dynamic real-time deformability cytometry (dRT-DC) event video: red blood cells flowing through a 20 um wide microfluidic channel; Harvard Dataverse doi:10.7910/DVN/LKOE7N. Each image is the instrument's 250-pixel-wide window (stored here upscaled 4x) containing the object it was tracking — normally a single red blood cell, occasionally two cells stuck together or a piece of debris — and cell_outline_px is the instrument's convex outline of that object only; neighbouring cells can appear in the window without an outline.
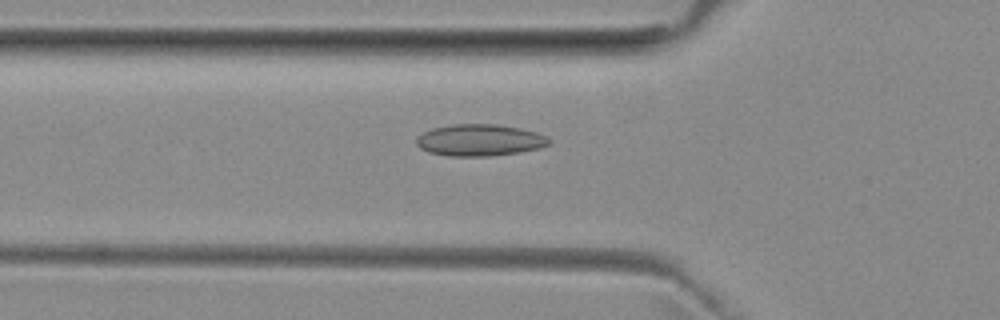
{"species": "common noctule bat (a hibernating species)", "species_latin": "Nyctalus noctula", "temperature_condition": "room temperature", "stored_images_in_passage": 33, "camera_frame_rate_fps": 3000, "um_per_image_px": 0.085, "animal": {"sex": "female", "body_mass_g": 29.2, "forearm_length_mm": 56.3}, "frame": {"image": 1, "passage_image": 6, "time_ms": 1.667, "image_size_px": [1000, 320], "cell_outline_px": [[552, 140], [548, 144], [540, 148], [520, 152], [488, 156], [448, 156], [428, 152], [420, 148], [416, 144], [416, 136], [432, 128], [452, 124], [496, 124], [520, 128], [536, 132]], "centroid_in_image_um": [40.74, 11.91], "position_along_channel_um": 85.1, "area_um2": 24.57}}
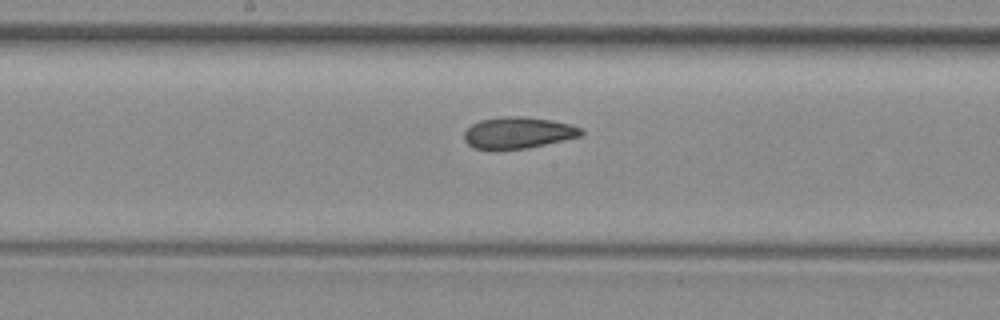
{"frame": {"image": 2, "passage_image": 15, "time_ms": 4.667, "image_size_px": [1000, 320], "cell_outline_px": [[584, 136], [528, 148], [496, 152], [472, 148], [464, 140], [464, 132], [472, 124], [480, 120], [504, 116], [524, 116], [552, 120], [572, 124], [584, 128]], "centroid_in_image_um": [44.05, 11.31], "position_along_channel_um": 204.1, "area_um2": 22.37}}
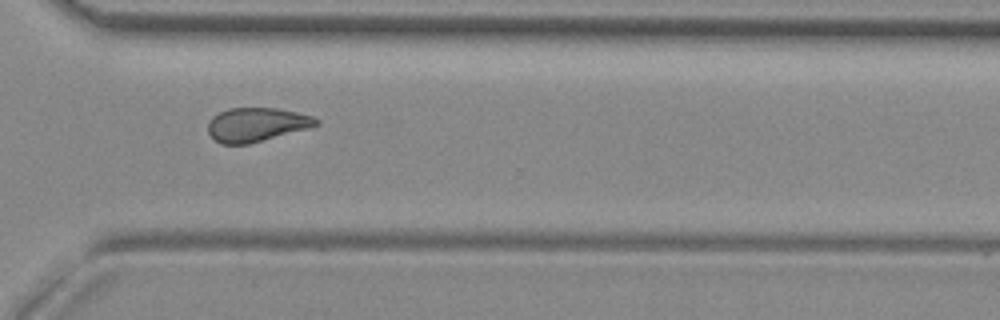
{"frame": {"image": 3, "passage_image": 26, "time_ms": 8.333, "image_size_px": [1000, 320], "cell_outline_px": [[320, 124], [308, 128], [248, 144], [220, 144], [208, 132], [208, 124], [212, 116], [228, 108], [276, 108], [296, 112], [312, 116], [320, 120]], "centroid_in_image_um": [21.8, 10.58], "position_along_channel_um": 348.8, "area_um2": 21.21}, "authors_computed_cell_mechanics": {"area_um2": 21.6172, "velocity_mm_per_s": 3.949, "shape_relaxation_time_tau1_ms": null, "shape_relaxation_time_tau2_ms": 3.0868, "deformation_change_tau1": null, "deformation_change_tau2": 0.0988}}